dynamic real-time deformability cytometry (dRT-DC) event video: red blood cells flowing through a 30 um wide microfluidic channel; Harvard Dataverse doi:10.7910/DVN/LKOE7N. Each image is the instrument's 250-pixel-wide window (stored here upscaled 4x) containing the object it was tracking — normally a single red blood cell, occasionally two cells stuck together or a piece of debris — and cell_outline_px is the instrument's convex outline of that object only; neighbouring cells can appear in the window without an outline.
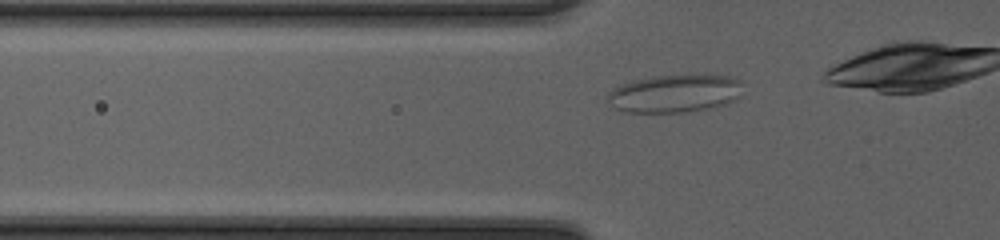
{"species": "common noctule bat (a hibernating species)", "species_latin": "Nyctalus noctula", "temperature_condition": "cold", "stored_images_in_passage": 29, "camera_frame_rate_fps": 3000, "um_per_image_px": 0.085, "animal": {"sex": "female", "body_mass_g": 20.0, "forearm_length_mm": 54.0}, "frame": {"image": 1, "passage_image": 6, "time_ms": 1.667, "image_size_px": [1000, 240], "cell_outline_px": [[740, 96], [728, 104], [708, 108], [684, 112], [628, 112], [616, 108], [608, 104], [608, 96], [612, 88], [620, 84], [632, 80], [652, 76], [728, 76], [740, 80]], "centroid_in_image_um": [57.31, 7.96], "position_along_channel_um": 68.5, "area_um2": 29.54}}
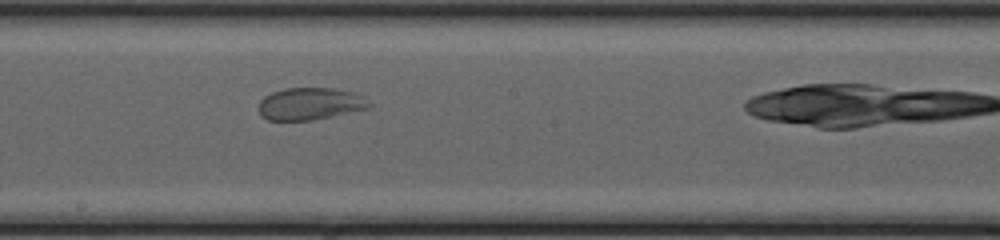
{"frame": {"image": 2, "passage_image": 17, "time_ms": 5.333, "image_size_px": [1000, 240], "cell_outline_px": [[372, 104], [368, 108], [312, 120], [268, 120], [260, 116], [260, 100], [264, 96], [272, 92], [284, 88], [332, 88], [352, 92], [364, 96]], "centroid_in_image_um": [26.35, 8.81], "position_along_channel_um": 221.9, "area_um2": 20.63}}
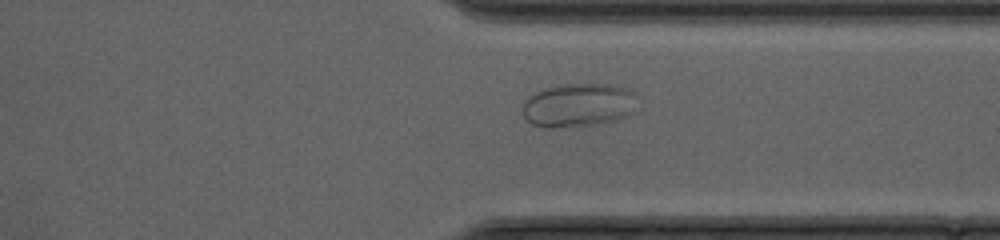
{"frame": {"image": 3, "passage_image": 27, "time_ms": 8.667, "image_size_px": [1000, 240], "cell_outline_px": [[640, 96], [632, 112], [628, 116], [616, 120], [596, 124], [532, 124], [524, 116], [520, 108], [524, 100], [528, 96], [544, 88], [564, 84], [612, 84], [628, 88], [636, 92]], "centroid_in_image_um": [49.25, 8.86], "position_along_channel_um": 362.2, "area_um2": 28.78}}